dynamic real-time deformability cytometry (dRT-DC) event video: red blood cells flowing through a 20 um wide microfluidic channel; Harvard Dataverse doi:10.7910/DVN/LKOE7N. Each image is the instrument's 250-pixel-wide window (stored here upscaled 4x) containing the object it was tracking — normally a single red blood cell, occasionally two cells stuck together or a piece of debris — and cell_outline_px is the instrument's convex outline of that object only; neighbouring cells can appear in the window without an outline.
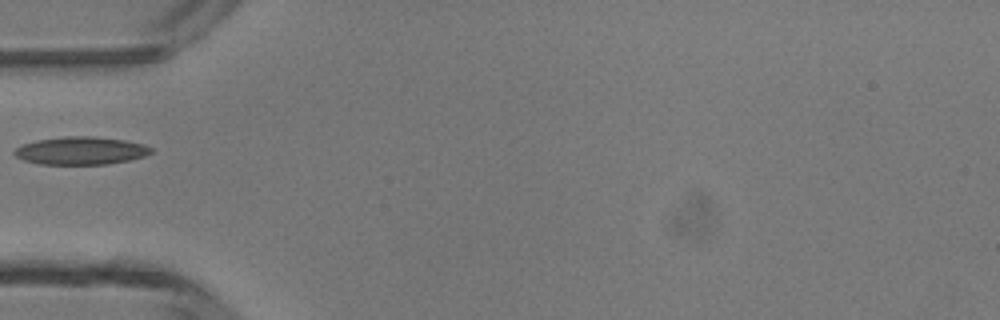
{"species": "common noctule bat (a hibernating species)", "species_latin": "Nyctalus noctula", "temperature_condition": "room temperature", "stored_images_in_passage": 1, "camera_frame_rate_fps": 3000, "um_per_image_px": 0.085, "animal": {"sex": "male", "body_mass_g": 13.3}, "frame": {"image": 1, "passage_image": 1, "time_ms": 0.0, "image_size_px": [1000, 320], "cell_outline_px": [[152, 152], [144, 156], [128, 160], [104, 164], [40, 164], [24, 160], [16, 156], [12, 152], [20, 144], [36, 140], [64, 136], [92, 136], [124, 140], [144, 144], [152, 148]], "centroid_in_image_um": [6.83, 12.8], "position_along_channel_um": 78.2, "area_um2": 22.14}}